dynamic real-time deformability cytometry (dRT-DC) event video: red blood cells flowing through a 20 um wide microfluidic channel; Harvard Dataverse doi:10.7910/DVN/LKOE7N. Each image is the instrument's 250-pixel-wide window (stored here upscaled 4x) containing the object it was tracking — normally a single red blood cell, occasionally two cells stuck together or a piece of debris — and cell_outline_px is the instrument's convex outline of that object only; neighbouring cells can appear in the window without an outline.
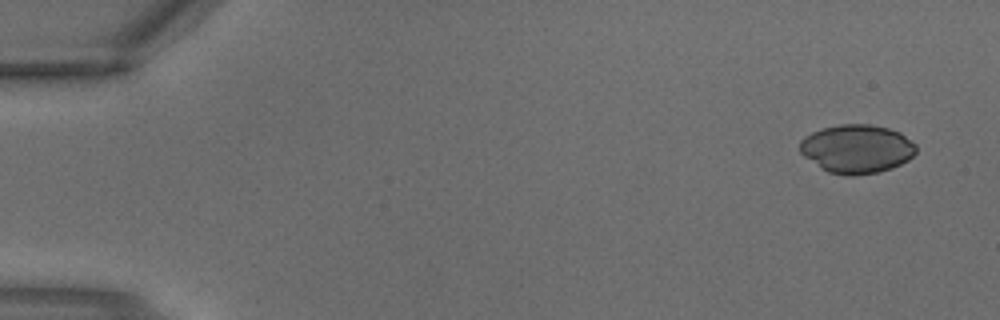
{"species": "common noctule bat (a hibernating species)", "species_latin": "Nyctalus noctula", "temperature_condition": "warm", "stored_images_in_passage": 3, "camera_frame_rate_fps": 3000, "um_per_image_px": 0.085, "animal": {"sex": "male", "body_mass_g": 18.8}, "frame": {"image": 1, "passage_image": 1, "time_ms": 0.0, "image_size_px": [1000, 320], "cell_outline_px": [[916, 152], [908, 160], [892, 168], [876, 172], [852, 176], [848, 176], [828, 172], [820, 168], [804, 156], [800, 152], [800, 140], [804, 136], [812, 132], [824, 128], [840, 124], [872, 124], [888, 128], [900, 132], [912, 140], [916, 144]], "centroid_in_image_um": [72.83, 12.65], "position_along_channel_um": 12.2, "area_um2": 33.06}}